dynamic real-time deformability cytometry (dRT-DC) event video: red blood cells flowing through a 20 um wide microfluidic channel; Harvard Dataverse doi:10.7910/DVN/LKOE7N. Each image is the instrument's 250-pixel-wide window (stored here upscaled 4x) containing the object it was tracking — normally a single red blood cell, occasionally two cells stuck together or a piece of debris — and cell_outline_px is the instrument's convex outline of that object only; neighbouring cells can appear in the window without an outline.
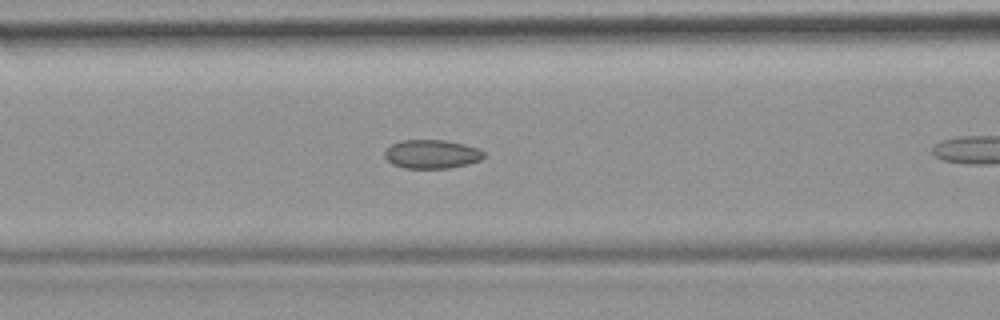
{"species": "common noctule bat (a hibernating species)", "species_latin": "Nyctalus noctula", "temperature_condition": "room temperature", "stored_images_in_passage": 13, "camera_frame_rate_fps": 3000, "um_per_image_px": 0.085, "animal": {"sex": "female", "body_mass_g": 19.9}, "frame": {"image": 1, "passage_image": 6, "time_ms": 1.667, "image_size_px": [1000, 320], "cell_outline_px": [[484, 156], [480, 160], [468, 164], [448, 168], [404, 168], [392, 164], [384, 156], [384, 152], [392, 144], [400, 140], [444, 140], [464, 144], [476, 148], [484, 152]], "centroid_in_image_um": [36.68, 13.1], "position_along_channel_um": 129.9, "area_um2": 16.53}}
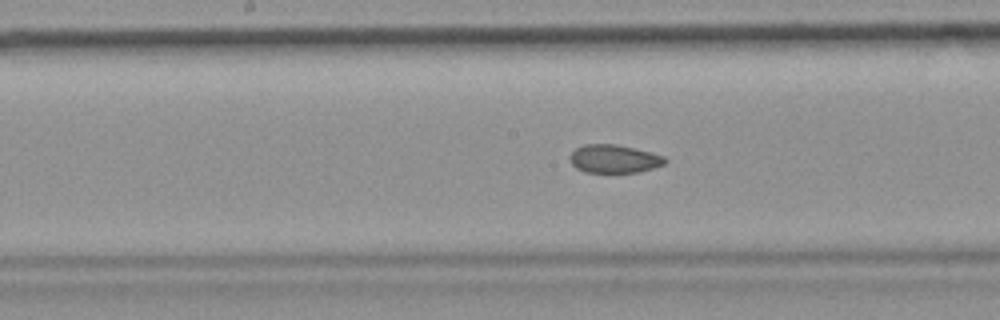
{"frame": {"image": 2, "passage_image": 11, "time_ms": 3.333, "image_size_px": [1000, 320], "cell_outline_px": [[668, 160], [664, 164], [640, 172], [584, 172], [576, 168], [572, 164], [568, 156], [576, 148], [584, 144], [616, 144], [664, 156]], "centroid_in_image_um": [52.16, 13.5], "position_along_channel_um": 196.0, "area_um2": 15.55}}